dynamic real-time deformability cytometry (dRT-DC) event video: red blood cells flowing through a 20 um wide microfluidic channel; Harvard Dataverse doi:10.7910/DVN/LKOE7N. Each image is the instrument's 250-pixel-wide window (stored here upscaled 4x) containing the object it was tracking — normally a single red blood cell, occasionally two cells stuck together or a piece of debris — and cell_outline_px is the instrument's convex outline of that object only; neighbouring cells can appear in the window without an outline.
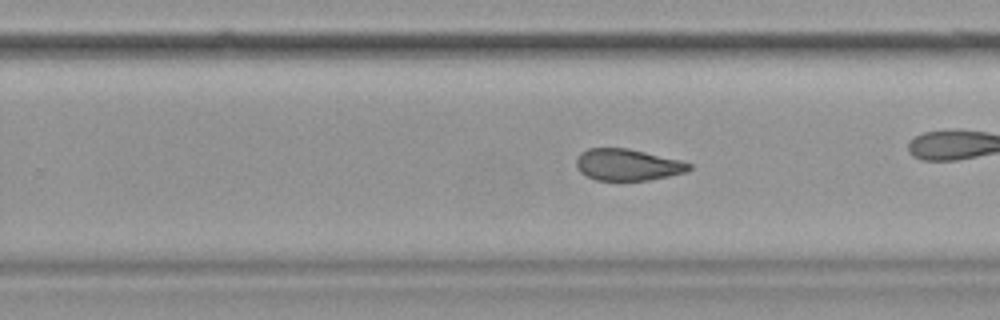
{"species": "common noctule bat (a hibernating species)", "species_latin": "Nyctalus noctula", "temperature_condition": "cold", "stored_images_in_passage": 50, "camera_frame_rate_fps": 3000, "um_per_image_px": 0.085, "animal": {"sex": "female", "body_mass_g": 19.9}, "frame": {"image": 1, "passage_image": 36, "time_ms": 11.667, "image_size_px": [1000, 320], "cell_outline_px": [[692, 168], [684, 172], [668, 176], [648, 180], [596, 180], [580, 172], [576, 168], [576, 156], [580, 152], [588, 148], [628, 148], [680, 160], [692, 164]], "centroid_in_image_um": [53.31, 13.99], "position_along_channel_um": 276.5, "area_um2": 20.75}}
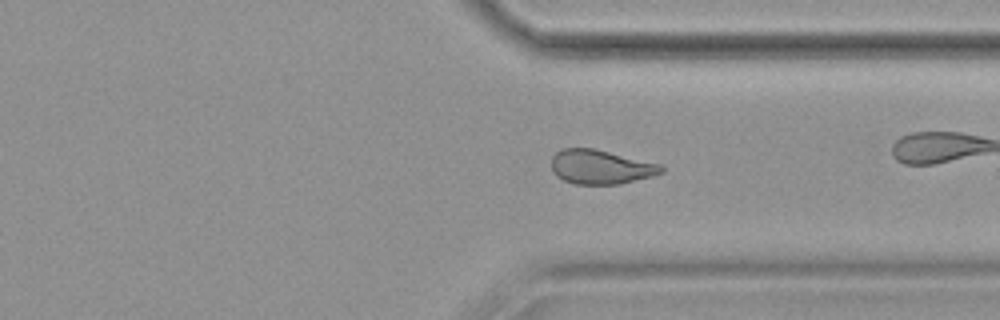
{"frame": {"image": 2, "passage_image": 43, "time_ms": 14.0, "image_size_px": [1000, 320], "cell_outline_px": [[664, 172], [652, 176], [620, 184], [572, 184], [556, 176], [552, 172], [552, 156], [556, 152], [564, 148], [592, 148], [660, 164], [664, 168]], "centroid_in_image_um": [51.04, 14.2], "position_along_channel_um": 360.4, "area_um2": 21.85}, "authors_computed_cell_mechanics": {"area_um2": 21.9062, "velocity_mm_per_s": 3.5642, "shape_relaxation_time_tau1_ms": null, "shape_relaxation_time_tau2_ms": 3.9161, "deformation_change_tau1": null, "deformation_change_tau2": 0.1171}}